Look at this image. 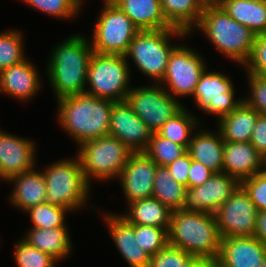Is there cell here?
Listing matches in <instances>:
<instances>
[{
  "instance_id": "obj_22",
  "label": "cell",
  "mask_w": 266,
  "mask_h": 267,
  "mask_svg": "<svg viewBox=\"0 0 266 267\" xmlns=\"http://www.w3.org/2000/svg\"><path fill=\"white\" fill-rule=\"evenodd\" d=\"M7 182L13 185L9 201L18 210L24 212L32 206L46 202L47 187L42 170L34 168L11 177Z\"/></svg>"
},
{
  "instance_id": "obj_33",
  "label": "cell",
  "mask_w": 266,
  "mask_h": 267,
  "mask_svg": "<svg viewBox=\"0 0 266 267\" xmlns=\"http://www.w3.org/2000/svg\"><path fill=\"white\" fill-rule=\"evenodd\" d=\"M23 39L21 30L8 29L0 33V71L27 58Z\"/></svg>"
},
{
  "instance_id": "obj_10",
  "label": "cell",
  "mask_w": 266,
  "mask_h": 267,
  "mask_svg": "<svg viewBox=\"0 0 266 267\" xmlns=\"http://www.w3.org/2000/svg\"><path fill=\"white\" fill-rule=\"evenodd\" d=\"M151 85V86H150ZM131 87L126 102L134 113L153 132H157L183 108L179 99L172 97L159 83Z\"/></svg>"
},
{
  "instance_id": "obj_45",
  "label": "cell",
  "mask_w": 266,
  "mask_h": 267,
  "mask_svg": "<svg viewBox=\"0 0 266 267\" xmlns=\"http://www.w3.org/2000/svg\"><path fill=\"white\" fill-rule=\"evenodd\" d=\"M254 236L260 239L266 246V211L258 213L257 226Z\"/></svg>"
},
{
  "instance_id": "obj_37",
  "label": "cell",
  "mask_w": 266,
  "mask_h": 267,
  "mask_svg": "<svg viewBox=\"0 0 266 267\" xmlns=\"http://www.w3.org/2000/svg\"><path fill=\"white\" fill-rule=\"evenodd\" d=\"M135 240L150 256L157 254L168 244V230L150 225L134 224Z\"/></svg>"
},
{
  "instance_id": "obj_27",
  "label": "cell",
  "mask_w": 266,
  "mask_h": 267,
  "mask_svg": "<svg viewBox=\"0 0 266 267\" xmlns=\"http://www.w3.org/2000/svg\"><path fill=\"white\" fill-rule=\"evenodd\" d=\"M172 213L173 211L159 200L149 197L128 203V210L120 215L131 224L150 225L169 230Z\"/></svg>"
},
{
  "instance_id": "obj_21",
  "label": "cell",
  "mask_w": 266,
  "mask_h": 267,
  "mask_svg": "<svg viewBox=\"0 0 266 267\" xmlns=\"http://www.w3.org/2000/svg\"><path fill=\"white\" fill-rule=\"evenodd\" d=\"M262 171H264V158L250 142L224 141V173L241 183Z\"/></svg>"
},
{
  "instance_id": "obj_35",
  "label": "cell",
  "mask_w": 266,
  "mask_h": 267,
  "mask_svg": "<svg viewBox=\"0 0 266 267\" xmlns=\"http://www.w3.org/2000/svg\"><path fill=\"white\" fill-rule=\"evenodd\" d=\"M14 245V261L17 267H56L58 261L51 255L31 246L23 238Z\"/></svg>"
},
{
  "instance_id": "obj_23",
  "label": "cell",
  "mask_w": 266,
  "mask_h": 267,
  "mask_svg": "<svg viewBox=\"0 0 266 267\" xmlns=\"http://www.w3.org/2000/svg\"><path fill=\"white\" fill-rule=\"evenodd\" d=\"M110 1L131 19L139 31L176 29L164 17L160 0Z\"/></svg>"
},
{
  "instance_id": "obj_38",
  "label": "cell",
  "mask_w": 266,
  "mask_h": 267,
  "mask_svg": "<svg viewBox=\"0 0 266 267\" xmlns=\"http://www.w3.org/2000/svg\"><path fill=\"white\" fill-rule=\"evenodd\" d=\"M194 259V256L184 250L167 244L151 256L148 267H189Z\"/></svg>"
},
{
  "instance_id": "obj_1",
  "label": "cell",
  "mask_w": 266,
  "mask_h": 267,
  "mask_svg": "<svg viewBox=\"0 0 266 267\" xmlns=\"http://www.w3.org/2000/svg\"><path fill=\"white\" fill-rule=\"evenodd\" d=\"M92 54L91 43L82 34H73L55 45L47 63L46 74L56 100L85 93Z\"/></svg>"
},
{
  "instance_id": "obj_9",
  "label": "cell",
  "mask_w": 266,
  "mask_h": 267,
  "mask_svg": "<svg viewBox=\"0 0 266 267\" xmlns=\"http://www.w3.org/2000/svg\"><path fill=\"white\" fill-rule=\"evenodd\" d=\"M103 3L93 29L91 39L93 52L125 56L139 29L110 0H103Z\"/></svg>"
},
{
  "instance_id": "obj_24",
  "label": "cell",
  "mask_w": 266,
  "mask_h": 267,
  "mask_svg": "<svg viewBox=\"0 0 266 267\" xmlns=\"http://www.w3.org/2000/svg\"><path fill=\"white\" fill-rule=\"evenodd\" d=\"M195 132L187 148L191 159L200 162L214 173H222L224 140L220 131L213 133L201 129Z\"/></svg>"
},
{
  "instance_id": "obj_31",
  "label": "cell",
  "mask_w": 266,
  "mask_h": 267,
  "mask_svg": "<svg viewBox=\"0 0 266 267\" xmlns=\"http://www.w3.org/2000/svg\"><path fill=\"white\" fill-rule=\"evenodd\" d=\"M197 117L184 107L174 117L169 119L157 133L174 143L183 145L188 148L192 138V133L197 130L200 125Z\"/></svg>"
},
{
  "instance_id": "obj_6",
  "label": "cell",
  "mask_w": 266,
  "mask_h": 267,
  "mask_svg": "<svg viewBox=\"0 0 266 267\" xmlns=\"http://www.w3.org/2000/svg\"><path fill=\"white\" fill-rule=\"evenodd\" d=\"M188 36L190 35L187 32L179 29L139 31L131 41L125 58H131L142 75L154 83H160L164 78L169 56L178 46L172 45L170 38L183 39Z\"/></svg>"
},
{
  "instance_id": "obj_34",
  "label": "cell",
  "mask_w": 266,
  "mask_h": 267,
  "mask_svg": "<svg viewBox=\"0 0 266 267\" xmlns=\"http://www.w3.org/2000/svg\"><path fill=\"white\" fill-rule=\"evenodd\" d=\"M29 213L30 219L33 223L30 228H57L67 227L65 217L70 213L66 208L51 205L47 202L32 206L24 211Z\"/></svg>"
},
{
  "instance_id": "obj_29",
  "label": "cell",
  "mask_w": 266,
  "mask_h": 267,
  "mask_svg": "<svg viewBox=\"0 0 266 267\" xmlns=\"http://www.w3.org/2000/svg\"><path fill=\"white\" fill-rule=\"evenodd\" d=\"M167 22L176 29L191 35L204 9L205 0H160Z\"/></svg>"
},
{
  "instance_id": "obj_12",
  "label": "cell",
  "mask_w": 266,
  "mask_h": 267,
  "mask_svg": "<svg viewBox=\"0 0 266 267\" xmlns=\"http://www.w3.org/2000/svg\"><path fill=\"white\" fill-rule=\"evenodd\" d=\"M207 70L208 67L200 75L193 98L201 111L216 115V121H219L237 108L243 102V98L234 97L235 86L229 76Z\"/></svg>"
},
{
  "instance_id": "obj_42",
  "label": "cell",
  "mask_w": 266,
  "mask_h": 267,
  "mask_svg": "<svg viewBox=\"0 0 266 267\" xmlns=\"http://www.w3.org/2000/svg\"><path fill=\"white\" fill-rule=\"evenodd\" d=\"M191 161L192 159L187 152L185 155L177 158L166 166L172 174V177H174L177 182L186 186V188H188V174L191 167Z\"/></svg>"
},
{
  "instance_id": "obj_16",
  "label": "cell",
  "mask_w": 266,
  "mask_h": 267,
  "mask_svg": "<svg viewBox=\"0 0 266 267\" xmlns=\"http://www.w3.org/2000/svg\"><path fill=\"white\" fill-rule=\"evenodd\" d=\"M36 144L31 138L11 135L0 130V179L11 177L36 168Z\"/></svg>"
},
{
  "instance_id": "obj_3",
  "label": "cell",
  "mask_w": 266,
  "mask_h": 267,
  "mask_svg": "<svg viewBox=\"0 0 266 267\" xmlns=\"http://www.w3.org/2000/svg\"><path fill=\"white\" fill-rule=\"evenodd\" d=\"M221 236L214 214L175 210L168 230V244L195 258L217 259Z\"/></svg>"
},
{
  "instance_id": "obj_19",
  "label": "cell",
  "mask_w": 266,
  "mask_h": 267,
  "mask_svg": "<svg viewBox=\"0 0 266 267\" xmlns=\"http://www.w3.org/2000/svg\"><path fill=\"white\" fill-rule=\"evenodd\" d=\"M28 58L0 71V92L23 102L41 89L38 69Z\"/></svg>"
},
{
  "instance_id": "obj_28",
  "label": "cell",
  "mask_w": 266,
  "mask_h": 267,
  "mask_svg": "<svg viewBox=\"0 0 266 267\" xmlns=\"http://www.w3.org/2000/svg\"><path fill=\"white\" fill-rule=\"evenodd\" d=\"M217 3L256 35L266 33V0H219Z\"/></svg>"
},
{
  "instance_id": "obj_14",
  "label": "cell",
  "mask_w": 266,
  "mask_h": 267,
  "mask_svg": "<svg viewBox=\"0 0 266 267\" xmlns=\"http://www.w3.org/2000/svg\"><path fill=\"white\" fill-rule=\"evenodd\" d=\"M241 183L226 173H214L205 183L186 188L182 210L215 214Z\"/></svg>"
},
{
  "instance_id": "obj_17",
  "label": "cell",
  "mask_w": 266,
  "mask_h": 267,
  "mask_svg": "<svg viewBox=\"0 0 266 267\" xmlns=\"http://www.w3.org/2000/svg\"><path fill=\"white\" fill-rule=\"evenodd\" d=\"M157 165L145 152H134L118 178L126 203L152 197Z\"/></svg>"
},
{
  "instance_id": "obj_25",
  "label": "cell",
  "mask_w": 266,
  "mask_h": 267,
  "mask_svg": "<svg viewBox=\"0 0 266 267\" xmlns=\"http://www.w3.org/2000/svg\"><path fill=\"white\" fill-rule=\"evenodd\" d=\"M67 227L30 228L23 239L31 246L51 255L58 262L72 252V240Z\"/></svg>"
},
{
  "instance_id": "obj_30",
  "label": "cell",
  "mask_w": 266,
  "mask_h": 267,
  "mask_svg": "<svg viewBox=\"0 0 266 267\" xmlns=\"http://www.w3.org/2000/svg\"><path fill=\"white\" fill-rule=\"evenodd\" d=\"M185 196L186 186L177 182L166 166L157 165L152 197L175 211L183 209Z\"/></svg>"
},
{
  "instance_id": "obj_44",
  "label": "cell",
  "mask_w": 266,
  "mask_h": 267,
  "mask_svg": "<svg viewBox=\"0 0 266 267\" xmlns=\"http://www.w3.org/2000/svg\"><path fill=\"white\" fill-rule=\"evenodd\" d=\"M213 171L206 168L200 162L191 161V167L188 174V187H196L205 183L212 175Z\"/></svg>"
},
{
  "instance_id": "obj_40",
  "label": "cell",
  "mask_w": 266,
  "mask_h": 267,
  "mask_svg": "<svg viewBox=\"0 0 266 267\" xmlns=\"http://www.w3.org/2000/svg\"><path fill=\"white\" fill-rule=\"evenodd\" d=\"M243 67L246 74L266 77V33L255 36L251 56Z\"/></svg>"
},
{
  "instance_id": "obj_46",
  "label": "cell",
  "mask_w": 266,
  "mask_h": 267,
  "mask_svg": "<svg viewBox=\"0 0 266 267\" xmlns=\"http://www.w3.org/2000/svg\"><path fill=\"white\" fill-rule=\"evenodd\" d=\"M218 259L195 258L189 267H218Z\"/></svg>"
},
{
  "instance_id": "obj_5",
  "label": "cell",
  "mask_w": 266,
  "mask_h": 267,
  "mask_svg": "<svg viewBox=\"0 0 266 267\" xmlns=\"http://www.w3.org/2000/svg\"><path fill=\"white\" fill-rule=\"evenodd\" d=\"M46 181V202L64 207L68 211H77L90 198V185L87 183L79 158L62 159L47 165L43 169Z\"/></svg>"
},
{
  "instance_id": "obj_7",
  "label": "cell",
  "mask_w": 266,
  "mask_h": 267,
  "mask_svg": "<svg viewBox=\"0 0 266 267\" xmlns=\"http://www.w3.org/2000/svg\"><path fill=\"white\" fill-rule=\"evenodd\" d=\"M76 152L87 183L119 178L122 169L134 153L127 145L111 135L83 142ZM111 178V179H110Z\"/></svg>"
},
{
  "instance_id": "obj_11",
  "label": "cell",
  "mask_w": 266,
  "mask_h": 267,
  "mask_svg": "<svg viewBox=\"0 0 266 267\" xmlns=\"http://www.w3.org/2000/svg\"><path fill=\"white\" fill-rule=\"evenodd\" d=\"M182 45L178 44L170 54L164 78L159 83L175 99L192 97L200 75L207 68L197 50Z\"/></svg>"
},
{
  "instance_id": "obj_2",
  "label": "cell",
  "mask_w": 266,
  "mask_h": 267,
  "mask_svg": "<svg viewBox=\"0 0 266 267\" xmlns=\"http://www.w3.org/2000/svg\"><path fill=\"white\" fill-rule=\"evenodd\" d=\"M60 128L75 140L83 142L109 135L113 101L87 93L56 100Z\"/></svg>"
},
{
  "instance_id": "obj_49",
  "label": "cell",
  "mask_w": 266,
  "mask_h": 267,
  "mask_svg": "<svg viewBox=\"0 0 266 267\" xmlns=\"http://www.w3.org/2000/svg\"><path fill=\"white\" fill-rule=\"evenodd\" d=\"M262 267H266V258H265V260H264V262H263Z\"/></svg>"
},
{
  "instance_id": "obj_20",
  "label": "cell",
  "mask_w": 266,
  "mask_h": 267,
  "mask_svg": "<svg viewBox=\"0 0 266 267\" xmlns=\"http://www.w3.org/2000/svg\"><path fill=\"white\" fill-rule=\"evenodd\" d=\"M103 219L115 246L129 266L148 267L151 256L135 240L134 224L117 213H104Z\"/></svg>"
},
{
  "instance_id": "obj_43",
  "label": "cell",
  "mask_w": 266,
  "mask_h": 267,
  "mask_svg": "<svg viewBox=\"0 0 266 267\" xmlns=\"http://www.w3.org/2000/svg\"><path fill=\"white\" fill-rule=\"evenodd\" d=\"M250 143L257 149L259 154L266 158V115L259 114L256 125L252 132Z\"/></svg>"
},
{
  "instance_id": "obj_15",
  "label": "cell",
  "mask_w": 266,
  "mask_h": 267,
  "mask_svg": "<svg viewBox=\"0 0 266 267\" xmlns=\"http://www.w3.org/2000/svg\"><path fill=\"white\" fill-rule=\"evenodd\" d=\"M152 134L126 100L113 102L109 135L116 137L133 152H144Z\"/></svg>"
},
{
  "instance_id": "obj_18",
  "label": "cell",
  "mask_w": 266,
  "mask_h": 267,
  "mask_svg": "<svg viewBox=\"0 0 266 267\" xmlns=\"http://www.w3.org/2000/svg\"><path fill=\"white\" fill-rule=\"evenodd\" d=\"M266 258L265 244L255 236L221 239L218 263L221 267H262Z\"/></svg>"
},
{
  "instance_id": "obj_13",
  "label": "cell",
  "mask_w": 266,
  "mask_h": 267,
  "mask_svg": "<svg viewBox=\"0 0 266 267\" xmlns=\"http://www.w3.org/2000/svg\"><path fill=\"white\" fill-rule=\"evenodd\" d=\"M214 215L221 238L255 235L258 211L241 185Z\"/></svg>"
},
{
  "instance_id": "obj_41",
  "label": "cell",
  "mask_w": 266,
  "mask_h": 267,
  "mask_svg": "<svg viewBox=\"0 0 266 267\" xmlns=\"http://www.w3.org/2000/svg\"><path fill=\"white\" fill-rule=\"evenodd\" d=\"M247 75L250 95L246 98L243 97V102L257 110L260 114L266 115V77Z\"/></svg>"
},
{
  "instance_id": "obj_32",
  "label": "cell",
  "mask_w": 266,
  "mask_h": 267,
  "mask_svg": "<svg viewBox=\"0 0 266 267\" xmlns=\"http://www.w3.org/2000/svg\"><path fill=\"white\" fill-rule=\"evenodd\" d=\"M158 166H167L177 158L187 153V147L174 143L153 133L147 149L144 151Z\"/></svg>"
},
{
  "instance_id": "obj_4",
  "label": "cell",
  "mask_w": 266,
  "mask_h": 267,
  "mask_svg": "<svg viewBox=\"0 0 266 267\" xmlns=\"http://www.w3.org/2000/svg\"><path fill=\"white\" fill-rule=\"evenodd\" d=\"M224 57L244 66L249 60L256 34L232 19L218 3H206L195 27Z\"/></svg>"
},
{
  "instance_id": "obj_26",
  "label": "cell",
  "mask_w": 266,
  "mask_h": 267,
  "mask_svg": "<svg viewBox=\"0 0 266 267\" xmlns=\"http://www.w3.org/2000/svg\"><path fill=\"white\" fill-rule=\"evenodd\" d=\"M259 114L257 110L242 102L229 115L217 121L222 139L230 142H250Z\"/></svg>"
},
{
  "instance_id": "obj_39",
  "label": "cell",
  "mask_w": 266,
  "mask_h": 267,
  "mask_svg": "<svg viewBox=\"0 0 266 267\" xmlns=\"http://www.w3.org/2000/svg\"><path fill=\"white\" fill-rule=\"evenodd\" d=\"M241 186L250 196L258 213L266 211V172H259L243 180Z\"/></svg>"
},
{
  "instance_id": "obj_8",
  "label": "cell",
  "mask_w": 266,
  "mask_h": 267,
  "mask_svg": "<svg viewBox=\"0 0 266 267\" xmlns=\"http://www.w3.org/2000/svg\"><path fill=\"white\" fill-rule=\"evenodd\" d=\"M123 55L93 52L88 69L85 93L113 102L125 101L131 89L129 62Z\"/></svg>"
},
{
  "instance_id": "obj_36",
  "label": "cell",
  "mask_w": 266,
  "mask_h": 267,
  "mask_svg": "<svg viewBox=\"0 0 266 267\" xmlns=\"http://www.w3.org/2000/svg\"><path fill=\"white\" fill-rule=\"evenodd\" d=\"M31 7L41 11L48 16L58 19L74 18L83 7V0H21Z\"/></svg>"
},
{
  "instance_id": "obj_48",
  "label": "cell",
  "mask_w": 266,
  "mask_h": 267,
  "mask_svg": "<svg viewBox=\"0 0 266 267\" xmlns=\"http://www.w3.org/2000/svg\"><path fill=\"white\" fill-rule=\"evenodd\" d=\"M264 171L266 172V158L264 159Z\"/></svg>"
},
{
  "instance_id": "obj_47",
  "label": "cell",
  "mask_w": 266,
  "mask_h": 267,
  "mask_svg": "<svg viewBox=\"0 0 266 267\" xmlns=\"http://www.w3.org/2000/svg\"><path fill=\"white\" fill-rule=\"evenodd\" d=\"M207 3H217L219 0H205Z\"/></svg>"
}]
</instances>
